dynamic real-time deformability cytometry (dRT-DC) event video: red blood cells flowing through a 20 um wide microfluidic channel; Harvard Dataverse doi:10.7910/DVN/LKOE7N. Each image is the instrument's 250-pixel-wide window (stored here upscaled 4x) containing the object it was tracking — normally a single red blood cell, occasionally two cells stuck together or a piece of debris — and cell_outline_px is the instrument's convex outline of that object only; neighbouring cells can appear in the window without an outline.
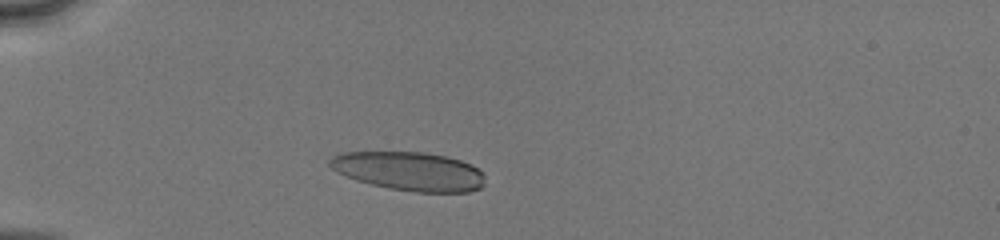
{"species": "human", "species_latin": "Homo sapiens", "temperature_condition": "cold", "stored_images_in_passage": 43, "camera_frame_rate_fps": 3000, "um_per_image_px": 0.085, "donor": {"sex": "male"}, "frame": {"image": 1, "passage_image": 8, "time_ms": 2.333, "image_size_px": [1000, 240], "cell_outline_px": [[484, 184], [480, 188], [468, 192], [416, 192], [392, 188], [372, 184], [356, 180], [336, 172], [328, 164], [328, 160], [332, 156], [344, 152], [420, 152], [448, 156], [472, 164], [484, 172]], "centroid_in_image_um": [34.81, 14.55], "position_along_channel_um": 50.2, "area_um2": 35.14}}
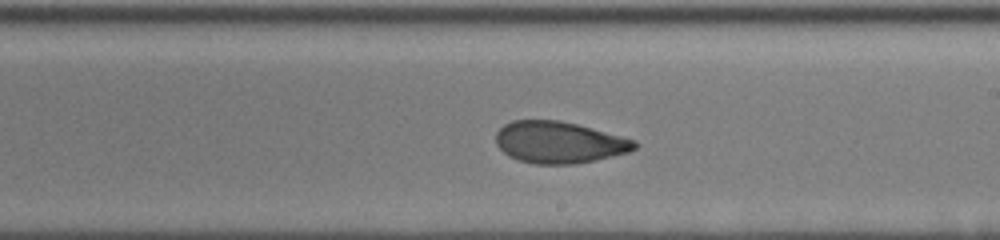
{"frame": {"image": 2, "passage_image": 24, "time_ms": 7.667, "image_size_px": [1000, 240], "cell_outline_px": [[636, 148], [628, 152], [596, 160], [576, 164], [536, 164], [520, 160], [508, 156], [496, 144], [496, 132], [504, 124], [512, 120], [560, 120], [576, 124], [636, 140]], "centroid_in_image_um": [47.5, 12.1], "position_along_channel_um": 241.5, "area_um2": 33.58}}
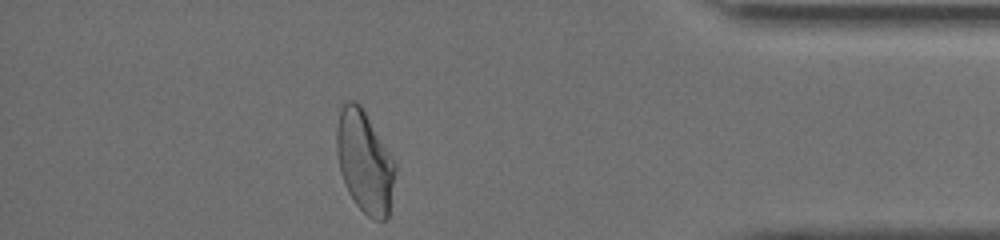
{"frame": {"image": 3, "passage_image": 38, "time_ms": 12.333, "image_size_px": [1000, 240], "cell_outline_px": [[396, 172], [388, 220], [376, 220], [368, 216], [356, 204], [348, 192], [340, 172], [336, 152], [336, 128], [340, 108], [348, 100], [356, 100], [360, 104], [396, 164]], "centroid_in_image_um": [30.98, 13.76], "position_along_channel_um": 404.2, "area_um2": 34.85}, "authors_computed_cell_mechanics": {"area_um2": 34.9112, "velocity_mm_per_s": 4.1108, "shape_relaxation_time_tau1_ms": 5.4019, "shape_relaxation_time_tau2_ms": 1.5905, "deformation_change_tau1": 0.171, "deformation_change_tau2": 0.076}}